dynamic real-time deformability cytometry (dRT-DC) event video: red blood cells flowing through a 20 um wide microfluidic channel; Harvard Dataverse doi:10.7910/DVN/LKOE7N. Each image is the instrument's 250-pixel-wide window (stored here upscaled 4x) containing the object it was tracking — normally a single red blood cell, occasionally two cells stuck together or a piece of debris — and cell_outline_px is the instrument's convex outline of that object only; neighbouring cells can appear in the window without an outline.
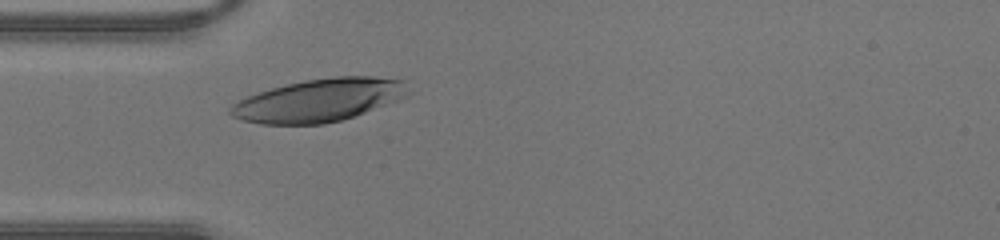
{"species": "human", "species_latin": "Homo sapiens", "temperature_condition": "warm", "stored_images_in_passage": 19, "camera_frame_rate_fps": 3000, "um_per_image_px": 0.085, "donor": {"sex": "male"}, "frame": {"image": 1, "passage_image": 1, "time_ms": 0.0, "image_size_px": [1000, 240], "cell_outline_px": [[404, 96], [396, 100], [364, 112], [340, 120], [324, 124], [260, 124], [240, 120], [232, 116], [228, 112], [228, 108], [232, 104], [248, 96], [272, 88], [304, 80], [332, 76], [372, 76], [404, 80]], "centroid_in_image_um": [27.02, 8.52], "position_along_channel_um": 58.0, "area_um2": 43.7}}
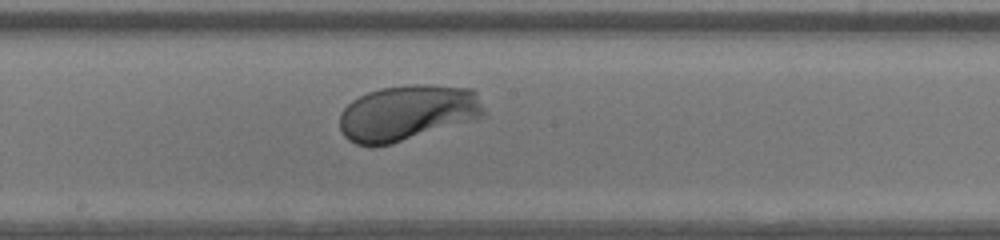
{"frame": {"image": 2, "passage_image": 11, "time_ms": 3.333, "image_size_px": [1000, 240], "cell_outline_px": [[484, 116], [392, 144], [372, 148], [356, 144], [348, 140], [344, 136], [340, 128], [340, 112], [352, 100], [368, 92], [380, 88], [416, 84], [432, 84], [472, 88], [476, 92], [484, 108]], "centroid_in_image_um": [34.6, 9.59], "position_along_channel_um": 213.6, "area_um2": 46.99}}
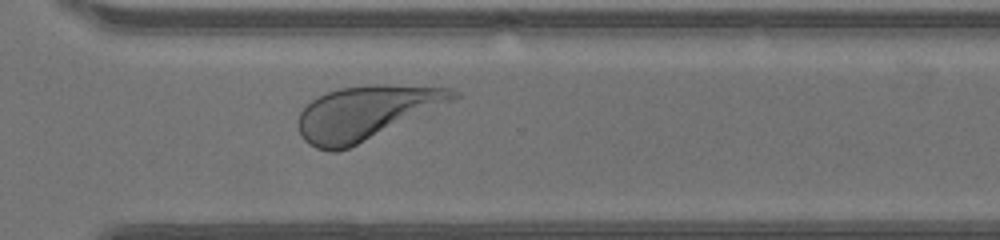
{"frame": {"image": 3, "passage_image": 19, "time_ms": 6.0, "image_size_px": [1000, 240], "cell_outline_px": [[460, 96], [452, 100], [348, 148], [336, 152], [332, 152], [316, 148], [308, 144], [300, 136], [296, 124], [296, 120], [300, 112], [312, 100], [328, 92], [340, 88], [372, 84], [388, 84], [452, 88], [460, 92]], "centroid_in_image_um": [31.03, 9.57], "position_along_channel_um": 339.6, "area_um2": 47.86}}